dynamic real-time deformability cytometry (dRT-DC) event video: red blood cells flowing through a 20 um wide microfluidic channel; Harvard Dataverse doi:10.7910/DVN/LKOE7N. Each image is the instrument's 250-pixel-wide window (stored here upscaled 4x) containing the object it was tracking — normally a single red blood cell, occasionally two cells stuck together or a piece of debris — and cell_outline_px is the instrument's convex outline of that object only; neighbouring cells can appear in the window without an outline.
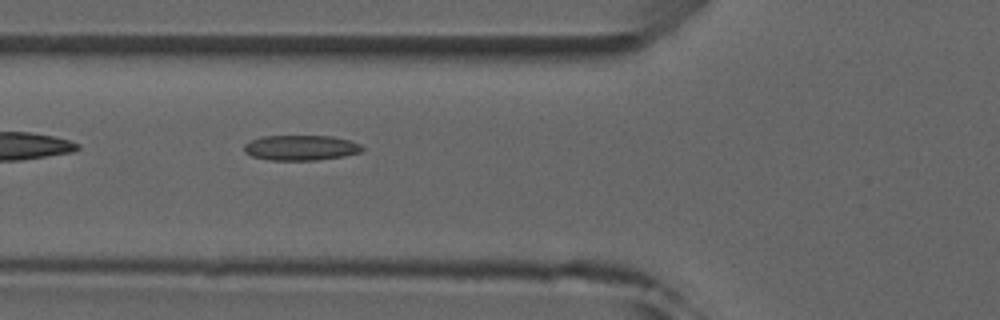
{"species": "common noctule bat (a hibernating species)", "species_latin": "Nyctalus noctula", "temperature_condition": "room temperature", "stored_images_in_passage": 5, "camera_frame_rate_fps": 3000, "um_per_image_px": 0.085, "animal": {"sex": "male", "forearm_length_mm": 52.5}, "frame": {"image": 1, "passage_image": 5, "time_ms": 5.333, "image_size_px": [1000, 320], "cell_outline_px": [[364, 148], [360, 152], [344, 156], [316, 160], [268, 160], [252, 156], [244, 152], [244, 144], [260, 136], [332, 136], [348, 140], [360, 144]], "centroid_in_image_um": [25.55, 12.56], "position_along_channel_um": 100.3, "area_um2": 17.34}}